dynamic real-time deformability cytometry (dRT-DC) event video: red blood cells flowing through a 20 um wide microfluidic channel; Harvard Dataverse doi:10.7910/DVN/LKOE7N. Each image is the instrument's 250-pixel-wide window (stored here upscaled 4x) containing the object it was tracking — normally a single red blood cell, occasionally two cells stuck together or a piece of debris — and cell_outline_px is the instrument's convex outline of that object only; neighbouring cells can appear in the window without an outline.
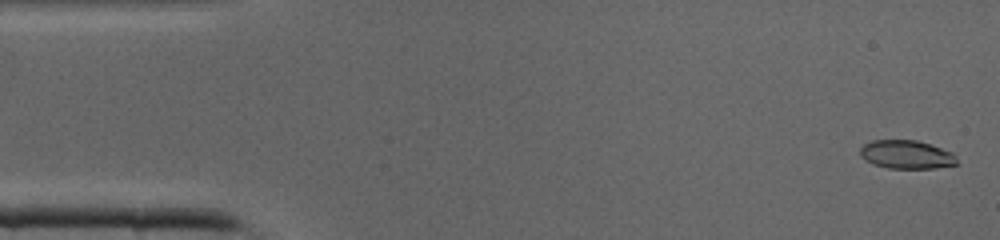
{"species": "common noctule bat (a hibernating species)", "species_latin": "Nyctalus noctula", "temperature_condition": "cold", "stored_images_in_passage": 41, "camera_frame_rate_fps": 3000, "um_per_image_px": 0.085, "animal": {"sex": "male", "body_mass_g": 19.0, "forearm_length_mm": 50.8}, "frame": {"image": 1, "passage_image": 1, "time_ms": 0.0, "image_size_px": [1000, 240], "cell_outline_px": [[956, 164], [936, 168], [888, 168], [872, 164], [860, 156], [860, 148], [864, 144], [872, 140], [916, 140], [952, 152], [956, 156]], "centroid_in_image_um": [77.02, 13.14], "position_along_channel_um": 8.0, "area_um2": 15.95}}
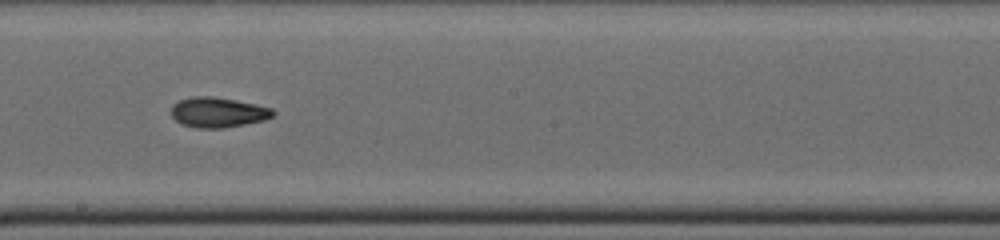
{"frame": {"image": 2, "passage_image": 22, "time_ms": 7.0, "image_size_px": [1000, 240], "cell_outline_px": [[276, 112], [272, 116], [264, 120], [224, 128], [196, 128], [184, 124], [176, 120], [172, 116], [172, 104], [180, 100], [192, 96], [212, 96], [236, 100], [256, 104], [272, 108]], "centroid_in_image_um": [18.54, 9.54], "position_along_channel_um": 229.7, "area_um2": 17.8}}
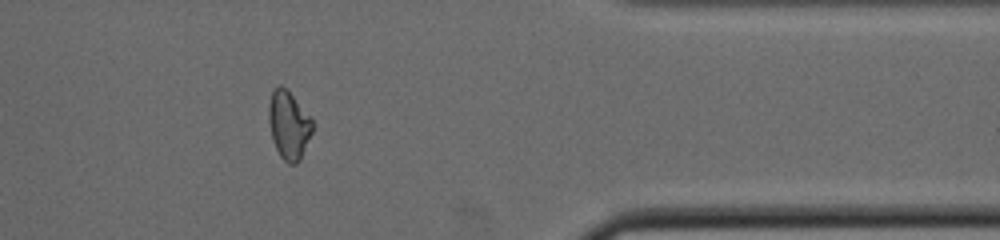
{"frame": {"image": 3, "passage_image": 33, "time_ms": 10.667, "image_size_px": [1000, 240], "cell_outline_px": [[312, 132], [300, 160], [296, 164], [288, 164], [280, 156], [272, 140], [268, 120], [268, 104], [272, 92], [280, 84], [288, 88], [312, 116]], "centroid_in_image_um": [24.55, 10.59], "position_along_channel_um": 386.9, "area_um2": 17.8}}